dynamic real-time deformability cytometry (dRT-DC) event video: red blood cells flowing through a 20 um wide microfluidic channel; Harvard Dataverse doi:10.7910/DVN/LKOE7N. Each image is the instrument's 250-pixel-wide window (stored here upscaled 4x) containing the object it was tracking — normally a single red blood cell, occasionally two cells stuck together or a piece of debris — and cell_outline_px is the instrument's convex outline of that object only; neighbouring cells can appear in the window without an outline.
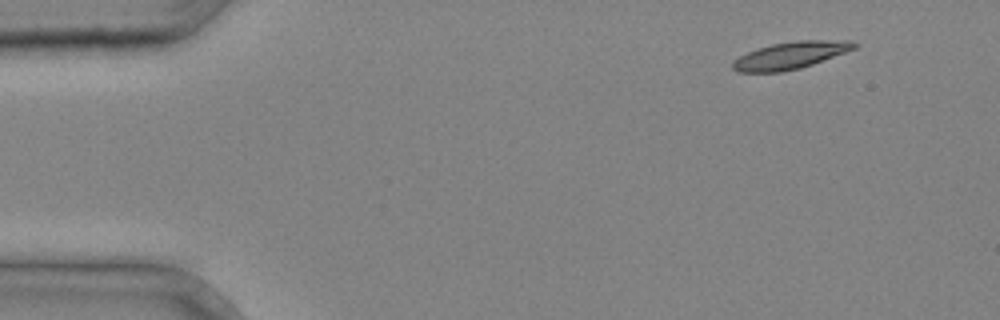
{"species": "common noctule bat (a hibernating species)", "species_latin": "Nyctalus noctula", "temperature_condition": "cold", "stored_images_in_passage": 2, "camera_frame_rate_fps": 3000, "um_per_image_px": 0.085, "animal": {"sex": "male", "body_mass_g": 20.4}, "frame": {"image": 1, "passage_image": 1, "time_ms": 0.0, "image_size_px": [1000, 320], "cell_outline_px": [[860, 44], [856, 48], [812, 64], [800, 68], [780, 72], [736, 72], [732, 68], [732, 64], [740, 56], [748, 52], [772, 44], [796, 40], [856, 40]], "centroid_in_image_um": [67.25, 4.69], "position_along_channel_um": 17.8, "area_um2": 19.13}}